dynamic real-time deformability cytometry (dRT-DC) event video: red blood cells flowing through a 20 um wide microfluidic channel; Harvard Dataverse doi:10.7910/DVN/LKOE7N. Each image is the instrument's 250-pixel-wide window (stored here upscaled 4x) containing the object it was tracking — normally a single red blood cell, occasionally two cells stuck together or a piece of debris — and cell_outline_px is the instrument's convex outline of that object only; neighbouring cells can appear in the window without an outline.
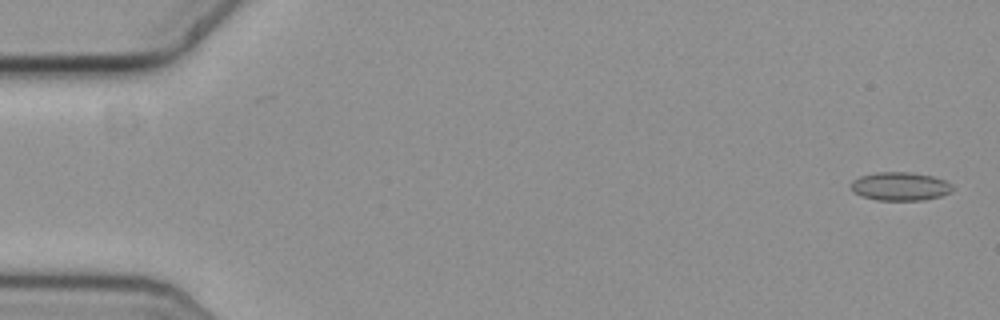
{"species": "common noctule bat (a hibernating species)", "species_latin": "Nyctalus noctula", "temperature_condition": "cold", "stored_images_in_passage": 56, "camera_frame_rate_fps": 3000, "um_per_image_px": 0.085, "animal": {"sex": "female", "body_mass_g": 19.3, "forearm_length_mm": 54.1}, "frame": {"image": 1, "passage_image": 1, "time_ms": 0.0, "image_size_px": [1000, 320], "cell_outline_px": [[956, 188], [952, 192], [940, 196], [924, 200], [876, 200], [860, 196], [852, 192], [848, 184], [852, 180], [860, 176], [876, 172], [908, 172], [932, 176], [944, 180], [952, 184]], "centroid_in_image_um": [76.48, 15.84], "position_along_channel_um": 8.5, "area_um2": 17.17}}
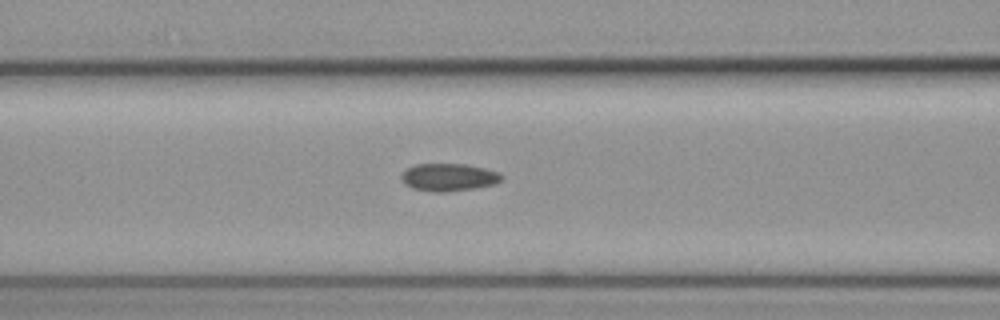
{"frame": {"image": 2, "passage_image": 23, "time_ms": 7.333, "image_size_px": [1000, 320], "cell_outline_px": [[504, 176], [496, 184], [476, 188], [444, 192], [436, 192], [412, 188], [404, 184], [400, 176], [408, 168], [416, 164], [464, 164], [484, 168], [500, 172]], "centroid_in_image_um": [38.16, 15.07], "position_along_channel_um": 128.4, "area_um2": 16.13}}
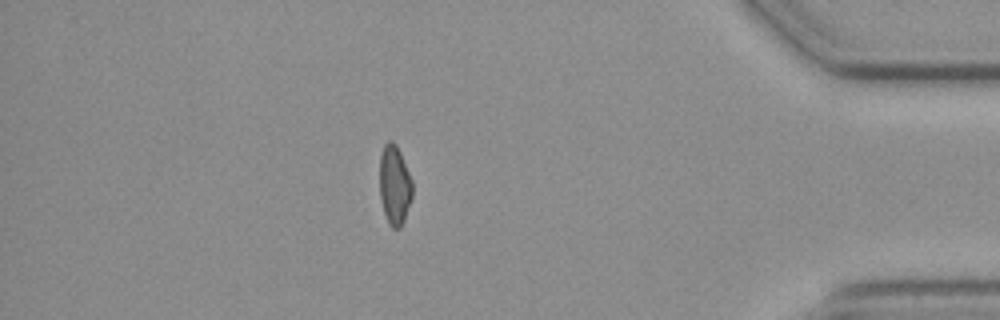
{"frame": {"image": 3, "passage_image": 49, "time_ms": 16.0, "image_size_px": [1000, 320], "cell_outline_px": [[412, 196], [404, 220], [400, 228], [392, 228], [388, 224], [380, 200], [380, 156], [384, 144], [388, 140], [392, 140], [396, 144], [400, 152], [412, 180]], "centroid_in_image_um": [33.53, 15.72], "position_along_channel_um": 401.7, "area_um2": 15.2}, "authors_computed_cell_mechanics": {"area_um2": 15.9528, "velocity_mm_per_s": 3.6564, "shape_relaxation_time_tau1_ms": 5.6446, "shape_relaxation_time_tau2_ms": 3.9123, "deformation_change_tau1": 0.1091, "deformation_change_tau2": 0.0958}}